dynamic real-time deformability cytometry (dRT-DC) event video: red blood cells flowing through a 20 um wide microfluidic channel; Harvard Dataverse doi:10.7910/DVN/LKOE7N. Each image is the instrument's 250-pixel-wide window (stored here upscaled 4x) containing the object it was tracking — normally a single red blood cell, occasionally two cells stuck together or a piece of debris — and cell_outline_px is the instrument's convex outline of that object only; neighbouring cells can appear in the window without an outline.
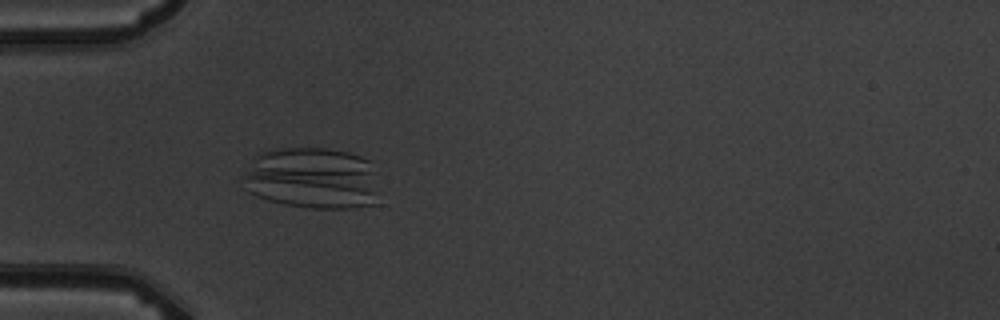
{"species": "common noctule bat (a hibernating species)", "species_latin": "Nyctalus noctula", "temperature_condition": "warm", "stored_images_in_passage": 6, "camera_frame_rate_fps": 3000, "um_per_image_px": 0.085, "animal": {"sex": "male", "body_mass_g": 19.5, "forearm_length_mm": 54.6}, "frame": {"image": 1, "passage_image": 6, "time_ms": 5.667, "image_size_px": [1000, 320], "cell_outline_px": [[380, 204], [348, 208], [308, 208], [284, 204], [268, 200], [256, 196], [248, 192], [244, 188], [244, 176], [256, 156], [260, 152], [276, 148], [324, 148], [348, 152], [360, 156], [368, 160], [380, 192]], "centroid_in_image_um": [26.58, 15.17], "position_along_channel_um": 58.4, "area_um2": 49.42}}